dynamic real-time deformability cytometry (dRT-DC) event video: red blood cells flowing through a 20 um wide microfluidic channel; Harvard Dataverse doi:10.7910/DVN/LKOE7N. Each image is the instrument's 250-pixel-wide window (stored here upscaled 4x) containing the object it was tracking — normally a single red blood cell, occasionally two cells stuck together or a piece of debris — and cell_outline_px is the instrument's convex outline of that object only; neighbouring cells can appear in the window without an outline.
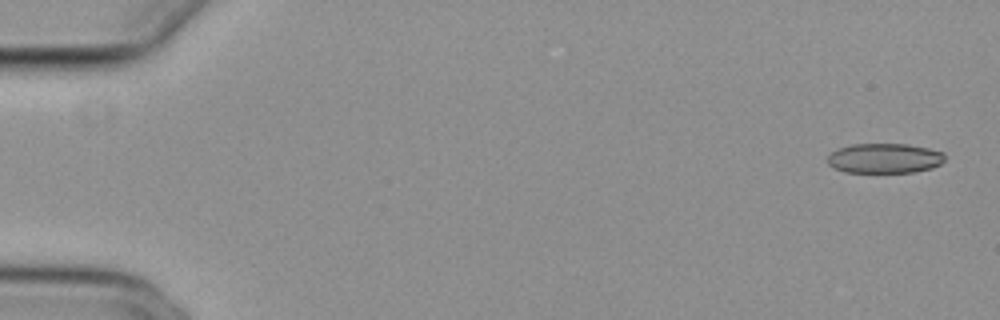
{"species": "common noctule bat (a hibernating species)", "species_latin": "Nyctalus noctula", "temperature_condition": "cold", "stored_images_in_passage": 55, "segment_of_instrument_passage": [1, 2], "camera_frame_rate_fps": 3000, "um_per_image_px": 0.085, "animal": {"sex": "female", "body_mass_g": 29.2, "forearm_length_mm": 56.3}, "frame": {"image": 1, "passage_image": 1, "time_ms": 0.0, "image_size_px": [1000, 320], "cell_outline_px": [[944, 160], [940, 164], [932, 168], [912, 172], [844, 172], [832, 168], [828, 164], [828, 156], [832, 152], [840, 148], [852, 144], [908, 144], [928, 148], [944, 152]], "centroid_in_image_um": [75.18, 13.45], "position_along_channel_um": 9.8, "area_um2": 20.4}}
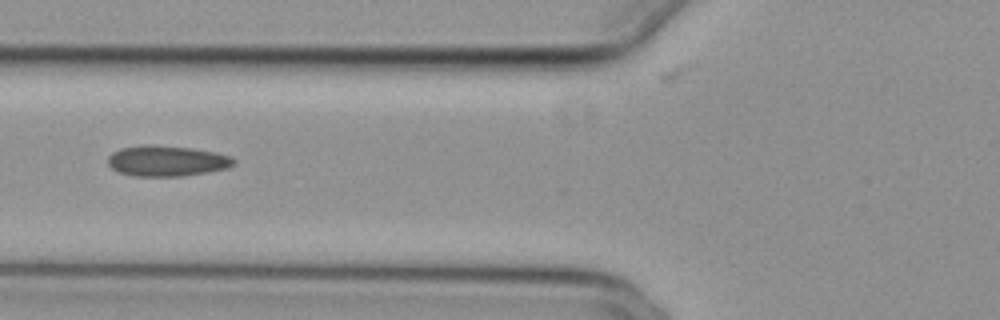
{"frame": {"image": 2, "passage_image": 21, "time_ms": 6.667, "image_size_px": [1000, 320], "cell_outline_px": [[236, 164], [228, 168], [208, 172], [184, 176], [136, 176], [120, 172], [112, 168], [108, 164], [108, 156], [112, 152], [120, 148], [144, 144], [152, 144], [192, 148], [216, 152], [232, 156], [236, 160]], "centroid_in_image_um": [14.21, 13.66], "position_along_channel_um": 111.6, "area_um2": 22.77}}
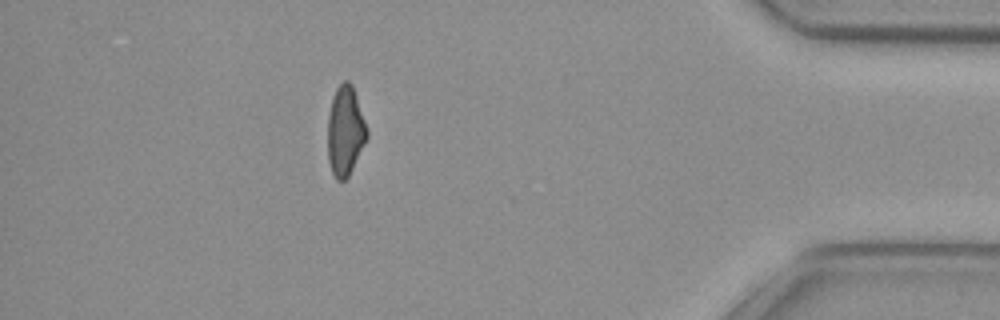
{"frame": {"image": 3, "passage_image": 48, "time_ms": 15.667, "image_size_px": [1000, 320], "cell_outline_px": [[368, 136], [348, 176], [344, 180], [336, 180], [332, 172], [328, 160], [328, 116], [332, 96], [336, 88], [344, 80], [348, 80], [352, 84], [368, 132]], "centroid_in_image_um": [29.32, 11.11], "position_along_channel_um": 405.9, "area_um2": 20.23}}